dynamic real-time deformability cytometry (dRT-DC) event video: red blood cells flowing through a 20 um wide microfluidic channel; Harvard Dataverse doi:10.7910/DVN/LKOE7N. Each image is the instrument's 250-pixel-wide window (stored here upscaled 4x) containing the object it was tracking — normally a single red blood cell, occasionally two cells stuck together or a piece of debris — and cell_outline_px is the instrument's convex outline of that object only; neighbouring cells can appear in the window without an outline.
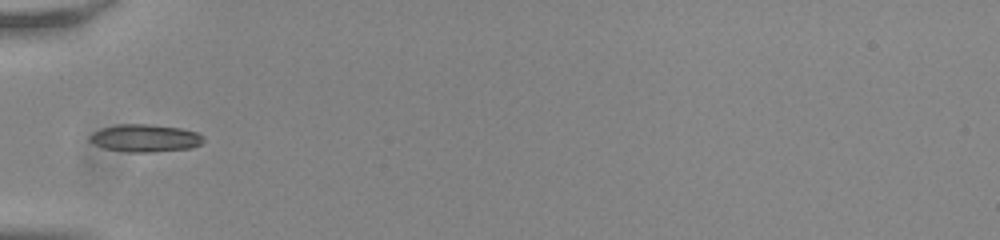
{"species": "common noctule bat (a hibernating species)", "species_latin": "Nyctalus noctula", "temperature_condition": "room temperature", "stored_images_in_passage": 23, "camera_frame_rate_fps": 3000, "um_per_image_px": 0.085, "animal": {"sex": "male", "body_mass_g": 20.0, "forearm_length_mm": 53.3}, "frame": {"image": 1, "passage_image": 1, "time_ms": 0.0, "image_size_px": [1000, 240], "cell_outline_px": [[204, 140], [200, 144], [192, 148], [148, 152], [128, 152], [104, 148], [88, 140], [88, 136], [92, 132], [100, 128], [116, 124], [148, 124], [180, 128], [196, 132], [204, 136]], "centroid_in_image_um": [12.3, 11.73], "position_along_channel_um": 72.7, "area_um2": 18.32}}
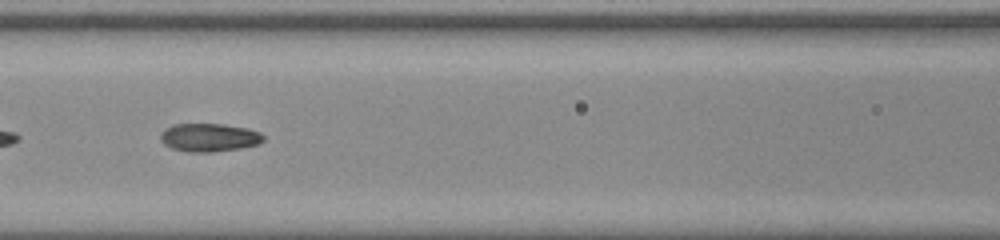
{"frame": {"image": 2, "passage_image": 7, "time_ms": 2.0, "image_size_px": [1000, 240], "cell_outline_px": [[264, 140], [256, 144], [240, 148], [212, 152], [192, 152], [172, 148], [164, 144], [160, 140], [160, 136], [172, 124], [224, 124], [248, 128], [260, 132], [264, 136]], "centroid_in_image_um": [17.8, 11.68], "position_along_channel_um": 148.8, "area_um2": 16.76}}
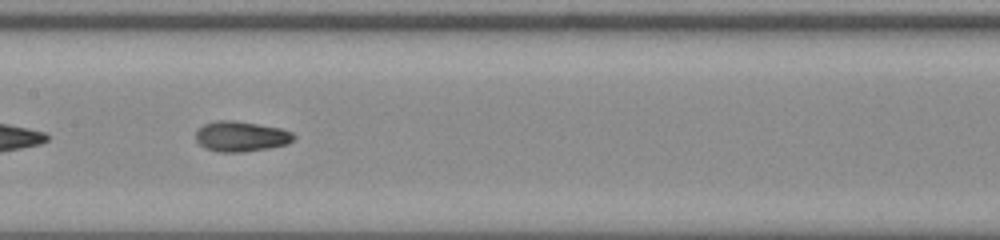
{"frame": {"image": 3, "passage_image": 10, "time_ms": 3.0, "image_size_px": [1000, 240], "cell_outline_px": [[296, 136], [288, 144], [268, 148], [244, 152], [220, 152], [208, 148], [200, 144], [196, 140], [196, 132], [204, 124], [216, 120], [236, 120], [280, 128], [292, 132]], "centroid_in_image_um": [20.5, 11.58], "position_along_channel_um": 186.9, "area_um2": 17.22}}